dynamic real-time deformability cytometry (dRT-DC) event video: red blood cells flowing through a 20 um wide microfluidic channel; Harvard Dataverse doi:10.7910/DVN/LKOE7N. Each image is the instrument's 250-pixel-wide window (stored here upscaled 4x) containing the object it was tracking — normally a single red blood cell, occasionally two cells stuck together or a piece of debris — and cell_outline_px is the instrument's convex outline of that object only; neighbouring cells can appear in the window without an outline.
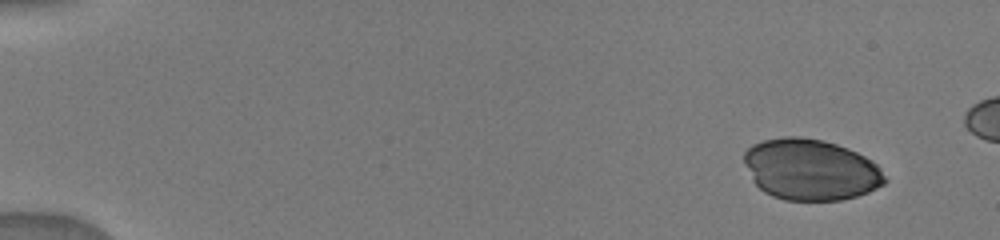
{"species": "human", "species_latin": "Homo sapiens", "temperature_condition": "warm", "stored_images_in_passage": 22, "camera_frame_rate_fps": 3000, "um_per_image_px": 0.085, "donor": {"sex": "male"}, "frame": {"image": 1, "passage_image": 1, "time_ms": 0.0, "image_size_px": [1000, 240], "cell_outline_px": [[888, 180], [884, 184], [868, 192], [856, 196], [840, 200], [784, 200], [772, 196], [764, 192], [752, 180], [744, 164], [744, 152], [752, 144], [764, 140], [784, 136], [800, 136], [824, 140], [848, 148], [872, 160], [880, 168]], "centroid_in_image_um": [68.9, 14.41], "position_along_channel_um": 16.1, "area_um2": 50.4}}
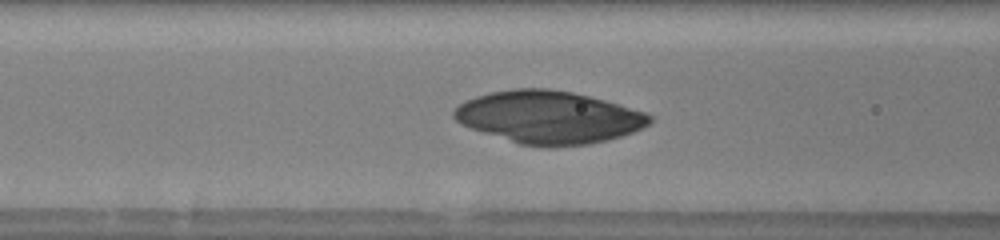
{"frame": {"image": 2, "passage_image": 10, "time_ms": 6.0, "image_size_px": [1000, 240], "cell_outline_px": [[652, 120], [648, 124], [632, 132], [608, 140], [588, 144], [552, 148], [548, 148], [520, 144], [460, 124], [452, 116], [452, 112], [464, 100], [476, 96], [492, 92], [512, 88], [548, 88], [572, 92], [604, 100], [644, 112], [652, 116]], "centroid_in_image_um": [46.61, 9.97], "position_along_channel_um": 120.0, "area_um2": 59.77}}
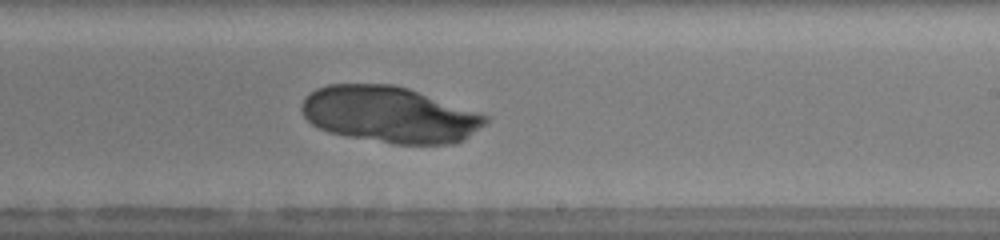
{"frame": {"image": 3, "passage_image": 19, "time_ms": 9.333, "image_size_px": [1000, 240], "cell_outline_px": [[488, 120], [484, 124], [464, 140], [452, 144], [392, 144], [348, 136], [328, 132], [312, 124], [304, 116], [300, 108], [300, 104], [316, 88], [328, 84], [392, 84], [408, 88], [488, 116]], "centroid_in_image_um": [33.09, 9.74], "position_along_channel_um": 255.9, "area_um2": 59.88}}